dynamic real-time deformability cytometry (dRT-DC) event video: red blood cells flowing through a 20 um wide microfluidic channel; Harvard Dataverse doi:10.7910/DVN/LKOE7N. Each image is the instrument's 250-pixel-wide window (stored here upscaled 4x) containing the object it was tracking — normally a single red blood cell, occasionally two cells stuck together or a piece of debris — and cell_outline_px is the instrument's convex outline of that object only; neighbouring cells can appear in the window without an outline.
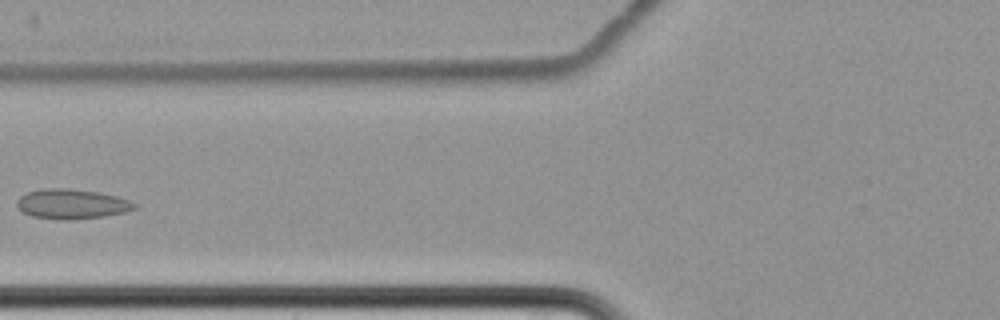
{"species": "common noctule bat (a hibernating species)", "species_latin": "Nyctalus noctula", "temperature_condition": "cold", "stored_images_in_passage": 8, "camera_frame_rate_fps": 3000, "um_per_image_px": 0.085, "animal": {"sex": "female", "body_mass_g": 22.7, "forearm_length_mm": 54.2}, "frame": {"image": 1, "passage_image": 6, "time_ms": 6.0, "image_size_px": [1000, 320], "cell_outline_px": [[136, 208], [124, 212], [104, 216], [68, 220], [60, 220], [32, 216], [16, 208], [16, 200], [20, 196], [28, 192], [44, 188], [68, 188], [100, 192], [116, 196], [128, 200], [136, 204]], "centroid_in_image_um": [6.06, 17.33], "position_along_channel_um": 119.7, "area_um2": 20.46}}
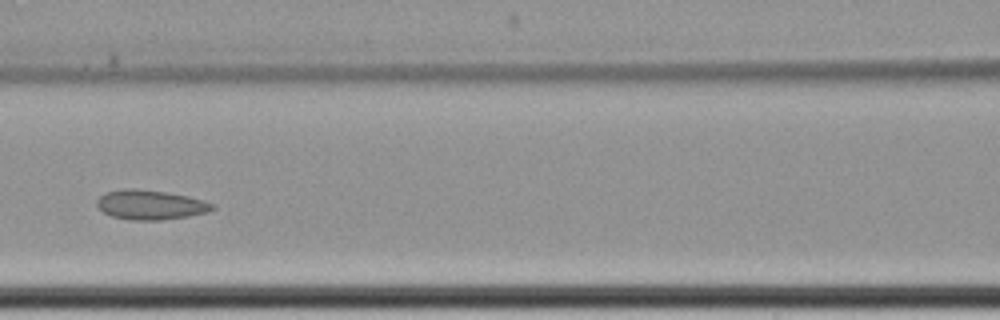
{"frame": {"image": 2, "passage_image": 7, "time_ms": 7.0, "image_size_px": [1000, 320], "cell_outline_px": [[216, 208], [208, 212], [188, 216], [160, 220], [128, 220], [112, 216], [104, 212], [96, 204], [96, 200], [104, 192], [124, 188], [132, 188], [168, 192], [188, 196], [204, 200], [216, 204]], "centroid_in_image_um": [12.81, 17.4], "position_along_channel_um": 153.8, "area_um2": 20.11}}
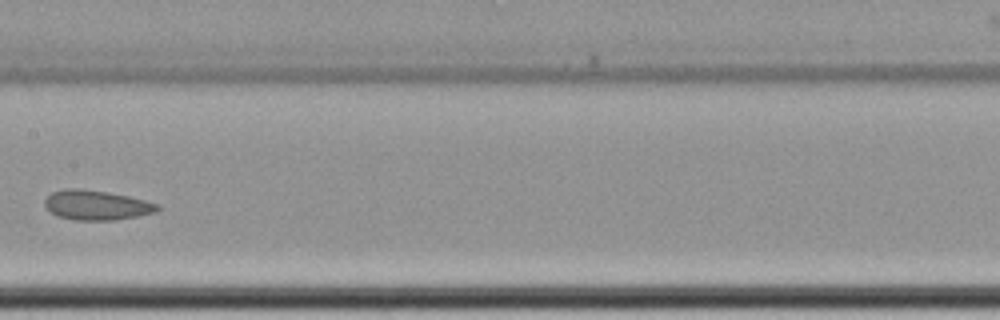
{"frame": {"image": 3, "passage_image": 8, "time_ms": 8.333, "image_size_px": [1000, 320], "cell_outline_px": [[160, 208], [156, 212], [116, 220], [76, 220], [56, 216], [44, 208], [44, 200], [52, 192], [64, 188], [80, 188], [108, 192], [128, 196], [160, 204]], "centroid_in_image_um": [8.17, 17.43], "position_along_channel_um": 199.2, "area_um2": 19.71}}